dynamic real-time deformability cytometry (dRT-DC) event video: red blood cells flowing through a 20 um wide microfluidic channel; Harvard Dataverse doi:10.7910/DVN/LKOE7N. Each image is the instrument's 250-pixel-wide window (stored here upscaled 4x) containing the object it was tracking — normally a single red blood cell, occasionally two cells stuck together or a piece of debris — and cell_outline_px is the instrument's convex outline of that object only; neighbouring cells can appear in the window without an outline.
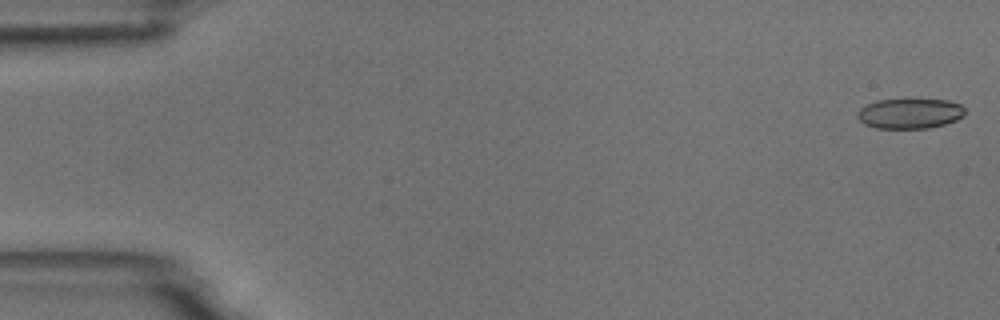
{"species": "common noctule bat (a hibernating species)", "species_latin": "Nyctalus noctula", "temperature_condition": "room temperature", "stored_images_in_passage": 48, "camera_frame_rate_fps": 3000, "um_per_image_px": 0.085, "animal": {"sex": "male", "body_mass_g": 18.8}, "frame": {"image": 1, "passage_image": 1, "time_ms": 0.0, "image_size_px": [1000, 320], "cell_outline_px": [[964, 116], [956, 120], [944, 124], [928, 128], [876, 128], [864, 124], [856, 116], [856, 112], [860, 108], [876, 100], [948, 100], [960, 104], [964, 108]], "centroid_in_image_um": [77.32, 9.65], "position_along_channel_um": 7.7, "area_um2": 18.79}}
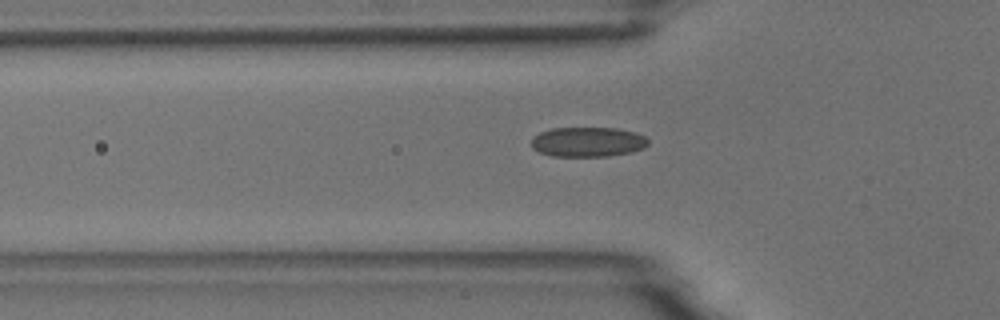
{"frame": {"image": 2, "passage_image": 18, "time_ms": 5.667, "image_size_px": [1000, 320], "cell_outline_px": [[648, 144], [644, 148], [632, 152], [608, 156], [552, 156], [540, 152], [532, 148], [532, 136], [540, 132], [552, 128], [616, 128], [636, 132], [644, 136], [648, 140]], "centroid_in_image_um": [49.96, 12.06], "position_along_channel_um": 75.8, "area_um2": 20.35}}
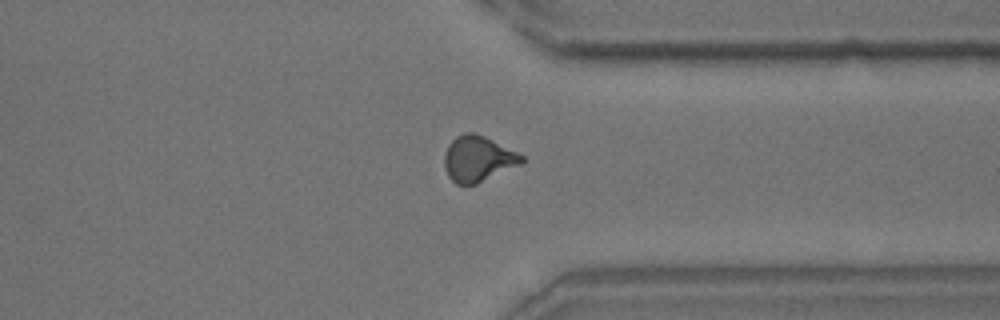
{"frame": {"image": 3, "passage_image": 42, "time_ms": 13.667, "image_size_px": [1000, 320], "cell_outline_px": [[524, 160], [520, 164], [476, 184], [456, 184], [448, 176], [444, 164], [444, 152], [448, 144], [456, 136], [464, 132], [472, 132], [484, 136], [524, 156]], "centroid_in_image_um": [40.59, 13.49], "position_along_channel_um": 370.8, "area_um2": 20.35}, "authors_computed_cell_mechanics": {"area_um2": 19.9121, "velocity_mm_per_s": 3.6982, "shape_relaxation_time_tau1_ms": null, "shape_relaxation_time_tau2_ms": 1.3324, "deformation_change_tau1": null, "deformation_change_tau2": 0.0772}}